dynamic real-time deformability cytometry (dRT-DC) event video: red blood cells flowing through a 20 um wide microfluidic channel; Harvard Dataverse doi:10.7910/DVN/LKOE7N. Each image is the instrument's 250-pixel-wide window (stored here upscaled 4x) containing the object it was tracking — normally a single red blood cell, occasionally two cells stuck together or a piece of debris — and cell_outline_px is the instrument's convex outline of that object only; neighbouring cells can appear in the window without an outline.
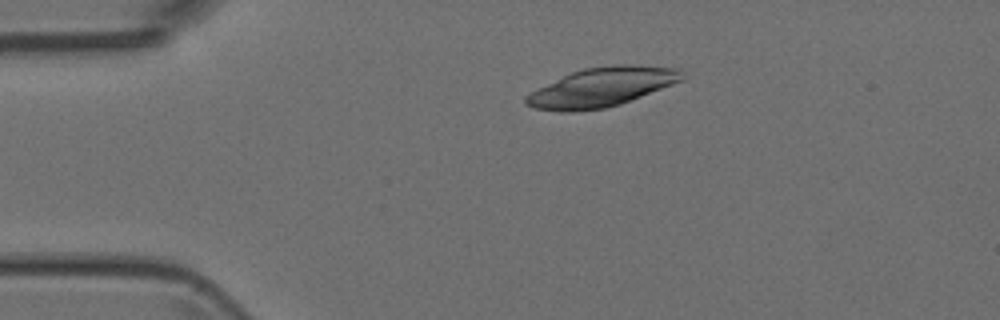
{"species": "Egyptian fruit bat (a non-hibernating species)", "species_latin": "Rousettus aegyptiacus", "temperature_condition": "room temperature", "stored_images_in_passage": 2, "camera_frame_rate_fps": 3000, "um_per_image_px": 0.085, "animal": {"sex": "female"}, "frame": {"image": 1, "passage_image": 1, "time_ms": 0.0, "image_size_px": [1000, 320], "cell_outline_px": [[684, 80], [620, 104], [604, 108], [572, 112], [560, 112], [536, 108], [524, 104], [524, 96], [572, 72], [584, 68], [612, 64], [632, 64], [676, 68], [680, 72]], "centroid_in_image_um": [51.14, 7.41], "position_along_channel_um": 33.9, "area_um2": 35.2}}